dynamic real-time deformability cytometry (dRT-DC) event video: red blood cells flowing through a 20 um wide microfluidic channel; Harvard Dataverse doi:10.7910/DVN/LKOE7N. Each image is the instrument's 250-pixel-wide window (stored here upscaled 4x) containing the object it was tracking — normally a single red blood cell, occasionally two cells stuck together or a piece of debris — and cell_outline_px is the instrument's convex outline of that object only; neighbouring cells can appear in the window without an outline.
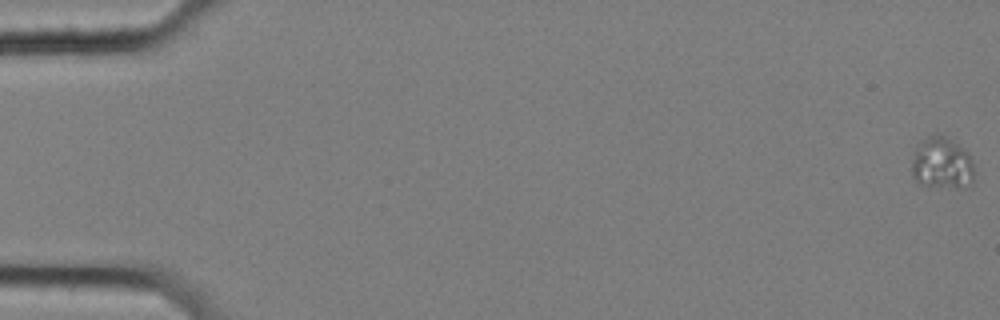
{"species": "common noctule bat (a hibernating species)", "species_latin": "Nyctalus noctula", "temperature_condition": "cold", "stored_images_in_passage": 61, "camera_frame_rate_fps": 3000, "um_per_image_px": 0.085, "animal": {"sex": "female", "body_mass_g": 25.1}, "frame": {"image": 1, "passage_image": 1, "time_ms": 0.0, "image_size_px": [1000, 320], "cell_outline_px": [[972, 180], [968, 188], [920, 184], [912, 176], [912, 160], [916, 148], [928, 136], [936, 132], [940, 132], [968, 152], [972, 160]], "centroid_in_image_um": [80.06, 13.85], "position_along_channel_um": 4.9, "area_um2": 18.67}}
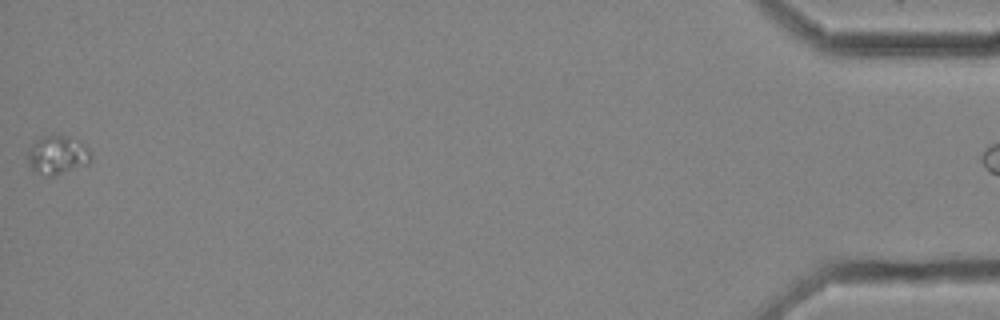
{"frame": {"image": 2, "passage_image": 60, "time_ms": 19.667, "image_size_px": [1000, 320], "cell_outline_px": [[92, 156], [88, 164], [52, 176], [48, 176], [32, 172], [28, 164], [28, 148], [40, 136], [64, 136], [84, 144], [88, 148]], "centroid_in_image_um": [4.84, 13.2], "position_along_channel_um": 430.4, "area_um2": 14.16}}